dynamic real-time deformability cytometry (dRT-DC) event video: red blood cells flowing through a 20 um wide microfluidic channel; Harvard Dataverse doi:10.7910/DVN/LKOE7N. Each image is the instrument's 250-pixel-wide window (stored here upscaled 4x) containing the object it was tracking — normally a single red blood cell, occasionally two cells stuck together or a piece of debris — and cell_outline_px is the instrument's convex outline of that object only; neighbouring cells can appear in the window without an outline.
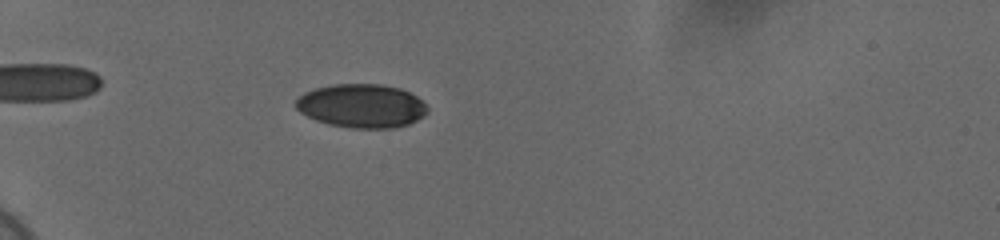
{"species": "human", "species_latin": "Homo sapiens", "temperature_condition": "cold", "stored_images_in_passage": 58, "camera_frame_rate_fps": 3000, "um_per_image_px": 0.085, "donor": {"sex": "female"}, "frame": {"image": 1, "passage_image": 20, "time_ms": 6.333, "image_size_px": [1000, 240], "cell_outline_px": [[428, 112], [424, 116], [408, 124], [392, 128], [352, 128], [328, 124], [316, 120], [300, 112], [296, 108], [296, 100], [304, 92], [316, 88], [332, 84], [380, 84], [400, 88], [416, 96], [428, 108]], "centroid_in_image_um": [30.73, 9.0], "position_along_channel_um": 54.3, "area_um2": 33.41}}
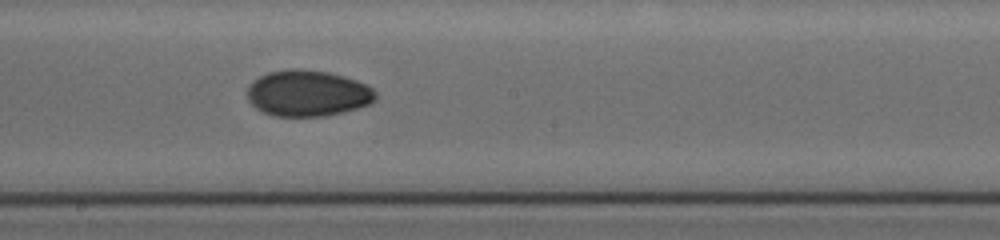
{"frame": {"image": 2, "passage_image": 36, "time_ms": 11.667, "image_size_px": [1000, 240], "cell_outline_px": [[376, 100], [368, 104], [344, 112], [324, 116], [272, 116], [256, 108], [248, 100], [248, 84], [252, 80], [268, 72], [288, 68], [300, 68], [328, 72], [344, 76], [368, 84], [376, 92]], "centroid_in_image_um": [26.15, 7.91], "position_along_channel_um": 222.1, "area_um2": 34.8}}
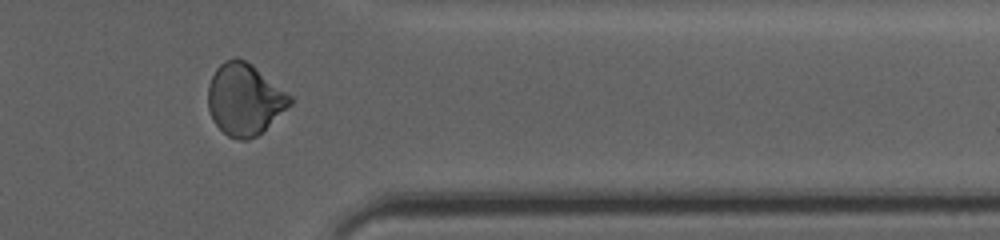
{"frame": {"image": 3, "passage_image": 50, "time_ms": 16.333, "image_size_px": [1000, 240], "cell_outline_px": [[292, 104], [256, 136], [248, 140], [240, 140], [228, 136], [212, 120], [208, 108], [208, 84], [216, 68], [224, 60], [236, 56], [252, 64], [292, 96]], "centroid_in_image_um": [20.77, 8.42], "position_along_channel_um": 390.6, "area_um2": 34.16}, "authors_computed_cell_mechanics": {"area_um2": 32.9749, "velocity_mm_per_s": 3.7022, "shape_relaxation_time_tau1_ms": 4.03, "shape_relaxation_time_tau2_ms": 4.2149, "deformation_change_tau1": 0.1166, "deformation_change_tau2": 0.0497}}